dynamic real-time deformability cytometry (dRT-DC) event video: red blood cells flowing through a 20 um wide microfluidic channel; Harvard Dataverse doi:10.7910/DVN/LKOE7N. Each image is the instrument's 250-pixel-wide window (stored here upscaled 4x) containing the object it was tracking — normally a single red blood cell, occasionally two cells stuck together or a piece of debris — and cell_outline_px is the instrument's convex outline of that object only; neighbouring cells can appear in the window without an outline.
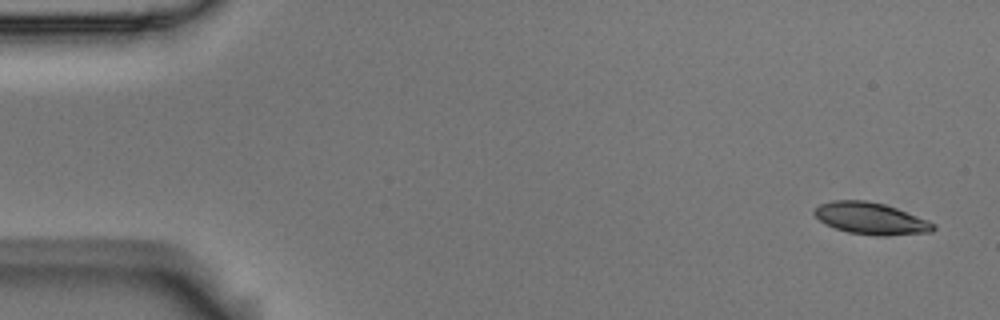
{"species": "Egyptian fruit bat (a non-hibernating species)", "species_latin": "Rousettus aegyptiacus", "temperature_condition": "room temperature", "stored_images_in_passage": 5, "camera_frame_rate_fps": 3000, "um_per_image_px": 0.085, "animal": {"sex": "male"}, "frame": {"image": 1, "passage_image": 1, "time_ms": 0.0, "image_size_px": [1000, 320], "cell_outline_px": [[936, 228], [932, 232], [876, 236], [848, 232], [824, 224], [812, 212], [820, 204], [832, 200], [864, 200], [884, 204], [896, 208], [928, 220], [936, 224]], "centroid_in_image_um": [74.02, 18.57], "position_along_channel_um": 11.0, "area_um2": 21.96}}
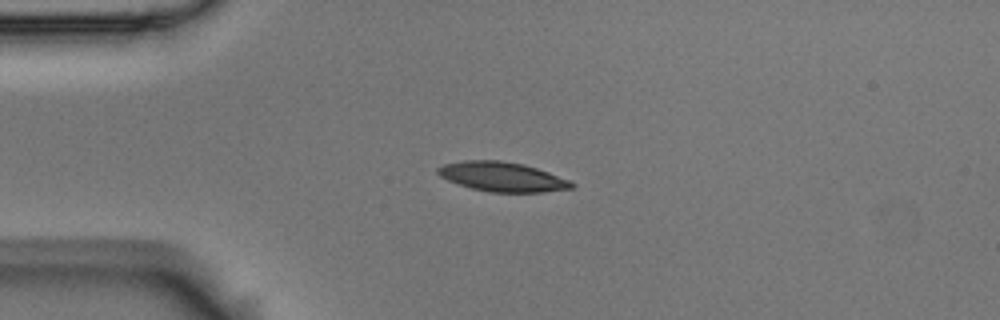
{"frame": {"image": 2, "passage_image": 4, "time_ms": 1.0, "image_size_px": [1000, 320], "cell_outline_px": [[576, 184], [572, 188], [544, 192], [492, 192], [472, 188], [448, 180], [440, 176], [436, 172], [436, 168], [444, 164], [464, 160], [500, 160], [524, 164], [548, 172], [568, 180]], "centroid_in_image_um": [42.68, 15.02], "position_along_channel_um": 42.3, "area_um2": 22.83}}